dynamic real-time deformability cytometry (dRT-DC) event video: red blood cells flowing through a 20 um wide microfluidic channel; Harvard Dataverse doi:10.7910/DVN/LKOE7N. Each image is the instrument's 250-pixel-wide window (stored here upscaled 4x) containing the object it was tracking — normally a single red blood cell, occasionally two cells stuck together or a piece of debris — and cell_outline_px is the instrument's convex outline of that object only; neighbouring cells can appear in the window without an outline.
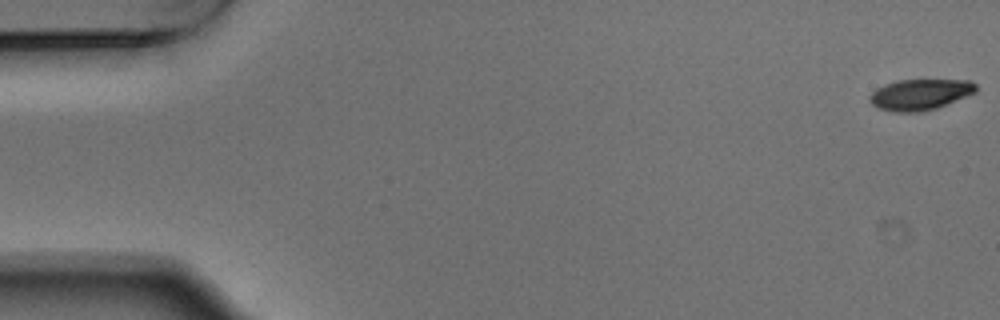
{"species": "Egyptian fruit bat (a non-hibernating species)", "species_latin": "Rousettus aegyptiacus", "temperature_condition": "warm", "stored_images_in_passage": 55, "camera_frame_rate_fps": 3000, "um_per_image_px": 0.085, "animal": {"sex": "male"}, "frame": {"image": 1, "passage_image": 1, "time_ms": 0.0, "image_size_px": [1000, 320], "cell_outline_px": [[976, 92], [936, 108], [920, 112], [892, 112], [876, 108], [868, 100], [868, 96], [876, 88], [884, 84], [896, 80], [972, 80], [976, 84]], "centroid_in_image_um": [78.15, 8.03], "position_along_channel_um": 6.8, "area_um2": 19.31}}
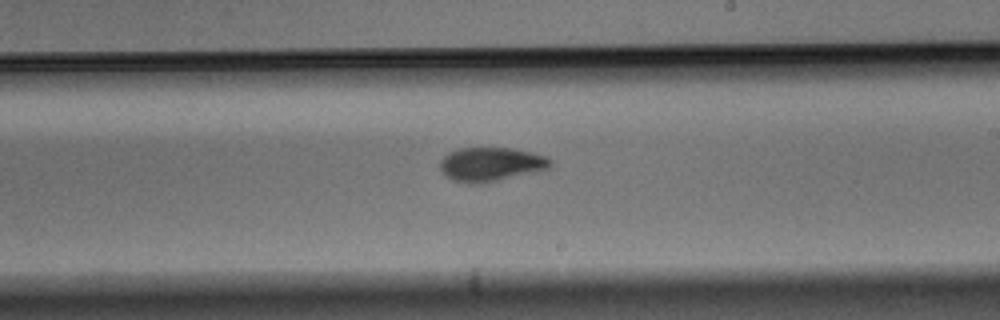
{"frame": {"image": 2, "passage_image": 32, "time_ms": 10.333, "image_size_px": [1000, 320], "cell_outline_px": [[552, 164], [548, 168], [540, 172], [488, 184], [468, 184], [452, 180], [444, 176], [440, 168], [440, 160], [448, 152], [460, 148], [508, 148], [532, 152], [548, 156], [552, 160]], "centroid_in_image_um": [41.76, 14.0], "position_along_channel_um": 247.2, "area_um2": 22.66}}
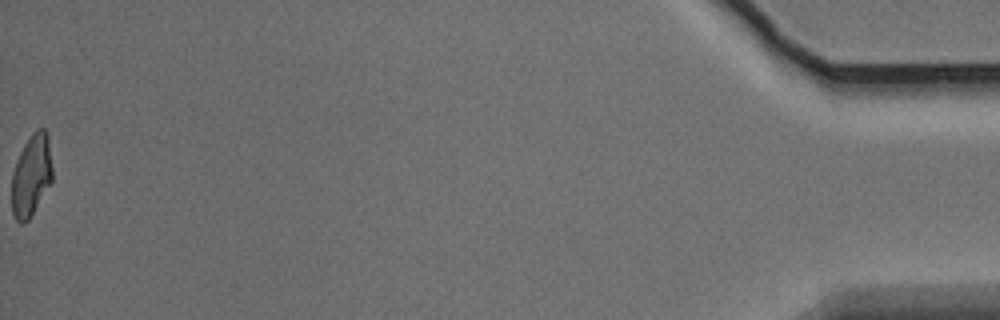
{"frame": {"image": 3, "passage_image": 55, "time_ms": 18.0, "image_size_px": [1000, 320], "cell_outline_px": [[52, 180], [28, 220], [24, 224], [20, 224], [16, 220], [12, 212], [12, 172], [16, 160], [24, 144], [32, 132], [36, 128], [44, 128], [48, 132], [52, 168]], "centroid_in_image_um": [2.66, 14.87], "position_along_channel_um": 432.5, "area_um2": 19.42}, "authors_computed_cell_mechanics": {"area_um2": 21.0392, "velocity_mm_per_s": 3.7268, "shape_relaxation_time_tau1_ms": 2.4755, "shape_relaxation_time_tau2_ms": 3.6821, "deformation_change_tau1": 0.1683, "deformation_change_tau2": 0.0919}}